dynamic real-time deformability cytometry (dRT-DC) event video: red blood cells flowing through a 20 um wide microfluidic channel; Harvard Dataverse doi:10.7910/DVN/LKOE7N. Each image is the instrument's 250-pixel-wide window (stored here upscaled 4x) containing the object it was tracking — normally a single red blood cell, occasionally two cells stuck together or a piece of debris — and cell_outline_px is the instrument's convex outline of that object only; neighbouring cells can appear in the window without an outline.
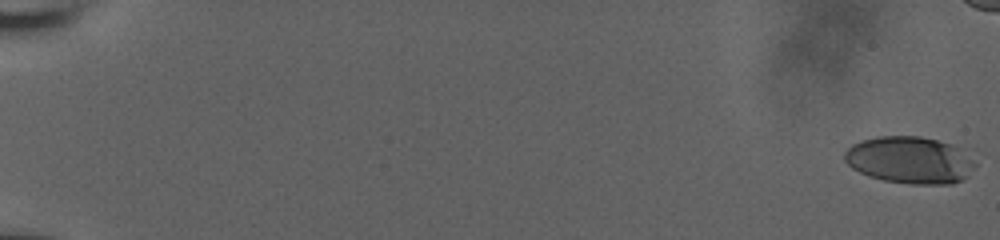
{"species": "human", "species_latin": "Homo sapiens", "temperature_condition": "room temperature", "stored_images_in_passage": 53, "camera_frame_rate_fps": 3000, "um_per_image_px": 0.085, "donor": {"sex": "male"}, "frame": {"image": 1, "passage_image": 1, "time_ms": 0.0, "image_size_px": [1000, 240], "cell_outline_px": [[976, 164], [968, 176], [952, 184], [912, 184], [884, 180], [868, 176], [852, 168], [844, 160], [844, 152], [852, 144], [876, 136], [920, 136], [952, 144]], "centroid_in_image_um": [77.28, 13.61], "position_along_channel_um": 7.7, "area_um2": 35.43}}
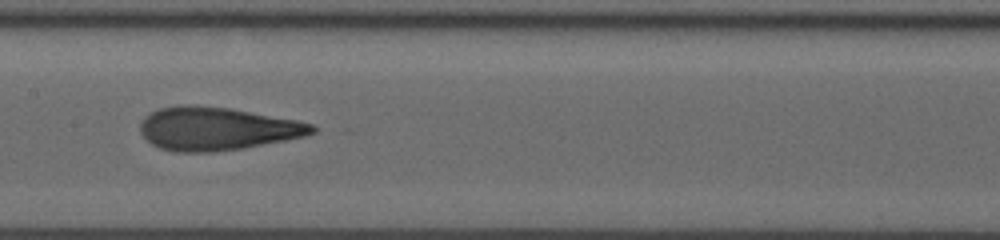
{"frame": {"image": 2, "passage_image": 32, "time_ms": 10.333, "image_size_px": [1000, 240], "cell_outline_px": [[316, 132], [304, 136], [284, 140], [240, 148], [212, 152], [172, 152], [160, 148], [152, 144], [140, 132], [140, 120], [144, 116], [160, 108], [184, 104], [192, 104], [228, 108], [296, 120], [312, 124], [316, 128]], "centroid_in_image_um": [18.38, 10.93], "position_along_channel_um": 189.0, "area_um2": 42.95}}
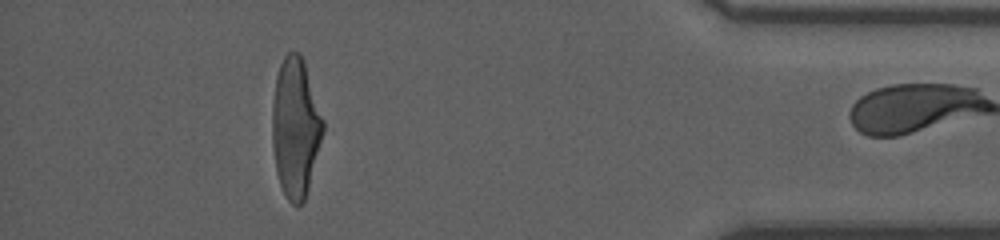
{"frame": {"image": 3, "passage_image": 52, "time_ms": 17.0, "image_size_px": [1000, 240], "cell_outline_px": [[324, 132], [308, 188], [304, 200], [296, 208], [284, 196], [276, 172], [272, 144], [272, 104], [276, 76], [280, 64], [284, 56], [288, 52], [300, 52], [304, 60], [324, 120]], "centroid_in_image_um": [25.11, 10.84], "position_along_channel_um": 410.1, "area_um2": 41.56}}